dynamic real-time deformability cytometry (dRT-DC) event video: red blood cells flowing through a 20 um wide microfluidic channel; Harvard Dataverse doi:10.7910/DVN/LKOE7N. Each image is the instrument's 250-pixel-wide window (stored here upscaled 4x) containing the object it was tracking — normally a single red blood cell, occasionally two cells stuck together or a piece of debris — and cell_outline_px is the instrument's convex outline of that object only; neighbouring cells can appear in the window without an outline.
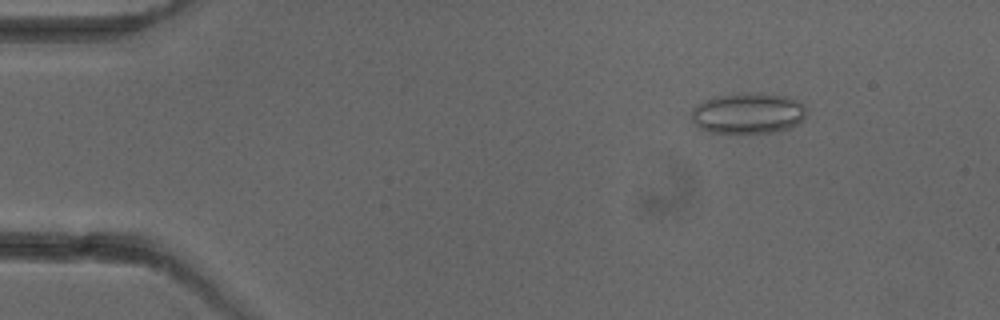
{"species": "common noctule bat (a hibernating species)", "species_latin": "Nyctalus noctula", "temperature_condition": "cold", "stored_images_in_passage": 4, "camera_frame_rate_fps": 3000, "um_per_image_px": 0.085, "animal": {"sex": "female"}, "frame": {"image": 1, "passage_image": 2, "time_ms": 1.0, "image_size_px": [1000, 320], "cell_outline_px": [[804, 116], [792, 128], [772, 132], [712, 132], [700, 128], [692, 120], [692, 108], [696, 104], [712, 96], [748, 92], [784, 96], [804, 104]], "centroid_in_image_um": [63.53, 9.61], "position_along_channel_um": 21.5, "area_um2": 27.05}}